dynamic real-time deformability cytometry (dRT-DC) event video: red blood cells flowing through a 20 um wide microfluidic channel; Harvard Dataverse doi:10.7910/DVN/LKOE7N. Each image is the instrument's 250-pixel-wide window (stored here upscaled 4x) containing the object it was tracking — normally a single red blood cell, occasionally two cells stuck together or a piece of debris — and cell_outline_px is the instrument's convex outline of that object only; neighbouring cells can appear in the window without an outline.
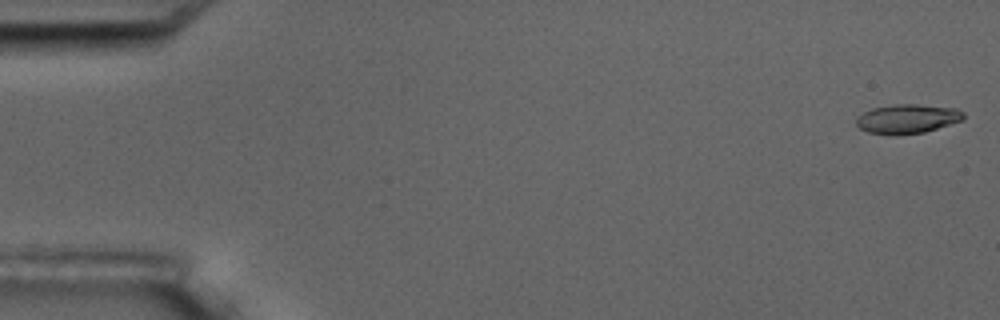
{"species": "common noctule bat (a hibernating species)", "species_latin": "Nyctalus noctula", "temperature_condition": "room temperature", "stored_images_in_passage": 6, "camera_frame_rate_fps": 3000, "um_per_image_px": 0.085, "animal": {"sex": "male", "body_mass_g": 17.5, "forearm_length_mm": 52.3}, "frame": {"image": 1, "passage_image": 1, "time_ms": 0.0, "image_size_px": [1000, 320], "cell_outline_px": [[964, 120], [924, 132], [900, 136], [888, 136], [868, 132], [860, 128], [856, 124], [856, 116], [872, 108], [896, 104], [916, 104], [956, 108], [964, 112]], "centroid_in_image_um": [77.11, 10.12], "position_along_channel_um": 7.9, "area_um2": 18.61}}
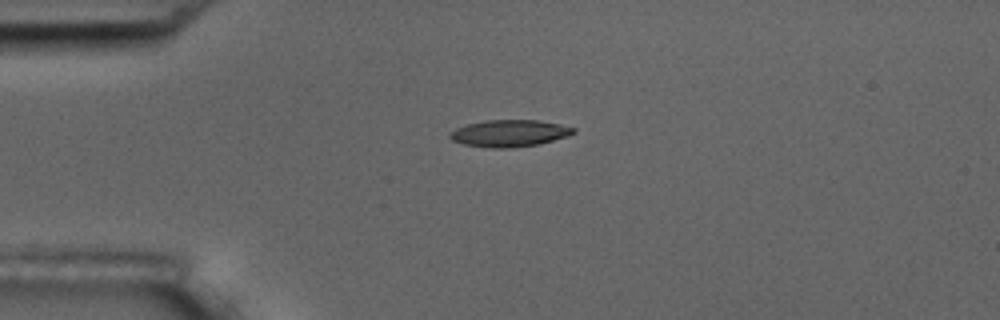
{"frame": {"image": 2, "passage_image": 5, "time_ms": 4.333, "image_size_px": [1000, 320], "cell_outline_px": [[576, 132], [568, 136], [540, 144], [512, 148], [488, 148], [464, 144], [452, 140], [448, 136], [456, 128], [468, 124], [484, 120], [540, 120], [560, 124], [576, 128]], "centroid_in_image_um": [43.34, 11.33], "position_along_channel_um": 41.7, "area_um2": 19.48}}